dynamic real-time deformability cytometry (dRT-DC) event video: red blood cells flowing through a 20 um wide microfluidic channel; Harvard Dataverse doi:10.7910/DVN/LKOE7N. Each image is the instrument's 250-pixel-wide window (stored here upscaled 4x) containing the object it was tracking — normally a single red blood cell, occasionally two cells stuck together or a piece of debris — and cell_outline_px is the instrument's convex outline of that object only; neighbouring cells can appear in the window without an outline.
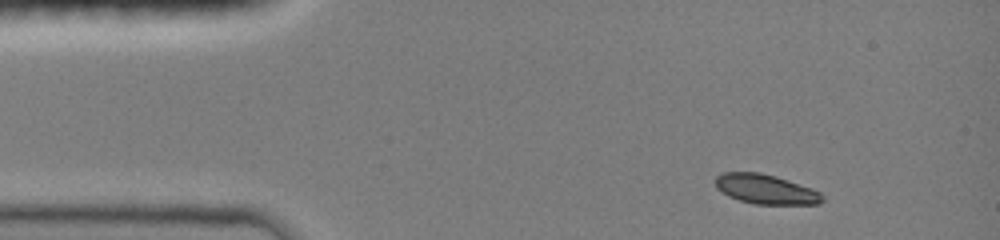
{"species": "common noctule bat (a hibernating species)", "species_latin": "Nyctalus noctula", "temperature_condition": "room temperature", "stored_images_in_passage": 4, "camera_frame_rate_fps": 3000, "um_per_image_px": 0.085, "animal": {"sex": "female", "body_mass_g": 19.0, "forearm_length_mm": 51.5}, "frame": {"image": 1, "passage_image": 1, "time_ms": 0.0, "image_size_px": [1000, 240], "cell_outline_px": [[824, 200], [820, 204], [756, 204], [740, 200], [728, 196], [716, 188], [716, 176], [724, 172], [760, 172], [776, 176], [812, 188], [820, 192], [824, 196]], "centroid_in_image_um": [65.11, 16.08], "position_along_channel_um": 19.9, "area_um2": 18.5}}